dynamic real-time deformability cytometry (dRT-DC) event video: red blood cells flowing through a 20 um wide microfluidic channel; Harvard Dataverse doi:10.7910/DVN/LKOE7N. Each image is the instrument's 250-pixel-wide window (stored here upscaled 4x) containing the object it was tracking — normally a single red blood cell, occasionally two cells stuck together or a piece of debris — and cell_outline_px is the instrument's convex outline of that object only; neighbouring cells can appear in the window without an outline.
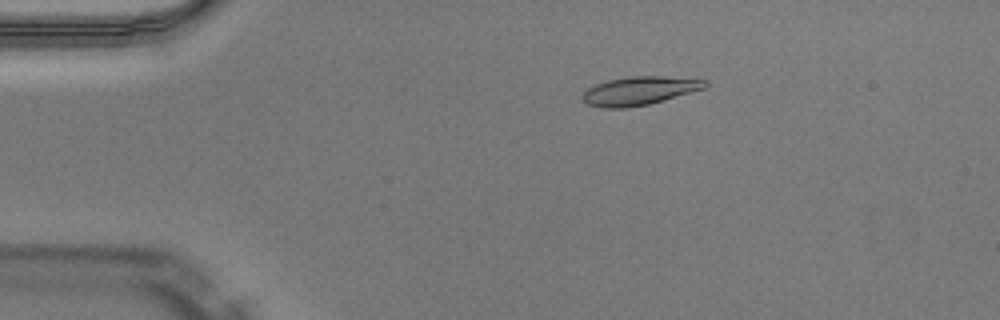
{"species": "Egyptian fruit bat (a non-hibernating species)", "species_latin": "Rousettus aegyptiacus", "temperature_condition": "warm", "stored_images_in_passage": 44, "camera_frame_rate_fps": 3000, "um_per_image_px": 0.085, "animal": {"sex": "male"}, "frame": {"image": 1, "passage_image": 4, "time_ms": 1.0, "image_size_px": [1000, 320], "cell_outline_px": [[708, 84], [704, 88], [648, 104], [628, 108], [600, 108], [588, 104], [580, 96], [588, 88], [596, 84], [608, 80], [628, 76], [664, 76], [708, 80]], "centroid_in_image_um": [54.31, 7.71], "position_along_channel_um": 30.7, "area_um2": 20.23}}
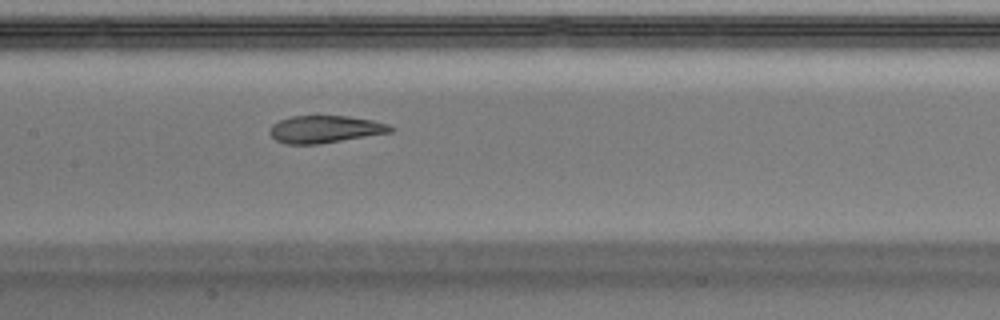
{"frame": {"image": 2, "passage_image": 19, "time_ms": 6.0, "image_size_px": [1000, 320], "cell_outline_px": [[396, 128], [392, 132], [320, 144], [288, 144], [276, 140], [268, 132], [272, 124], [280, 120], [292, 116], [348, 116], [372, 120], [388, 124]], "centroid_in_image_um": [27.64, 10.98], "position_along_channel_um": 179.8, "area_um2": 19.25}}
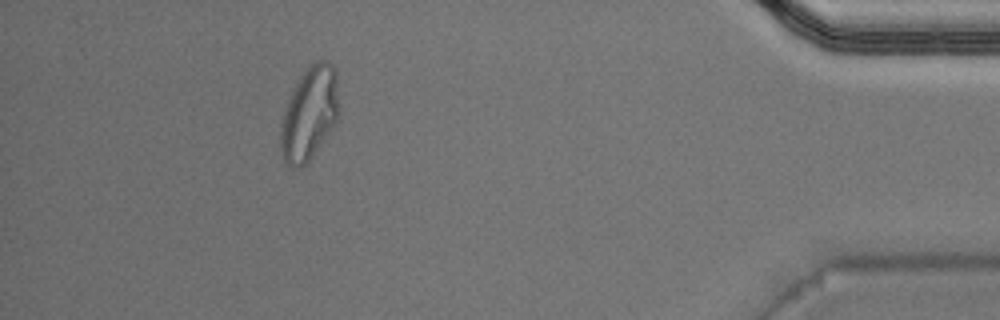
{"frame": {"image": 3, "passage_image": 40, "time_ms": 13.0, "image_size_px": [1000, 320], "cell_outline_px": [[336, 120], [308, 164], [300, 168], [292, 168], [284, 160], [280, 148], [280, 124], [288, 96], [292, 88], [300, 76], [316, 60], [328, 60], [332, 64], [336, 72]], "centroid_in_image_um": [26.23, 9.68], "position_along_channel_um": 409.0, "area_um2": 31.39}, "authors_computed_cell_mechanics": {"area_um2": 20.7791, "velocity_mm_per_s": 4.0271, "shape_relaxation_time_tau1_ms": null, "shape_relaxation_time_tau2_ms": 1.3334, "deformation_change_tau1": null, "deformation_change_tau2": 0.0739}}